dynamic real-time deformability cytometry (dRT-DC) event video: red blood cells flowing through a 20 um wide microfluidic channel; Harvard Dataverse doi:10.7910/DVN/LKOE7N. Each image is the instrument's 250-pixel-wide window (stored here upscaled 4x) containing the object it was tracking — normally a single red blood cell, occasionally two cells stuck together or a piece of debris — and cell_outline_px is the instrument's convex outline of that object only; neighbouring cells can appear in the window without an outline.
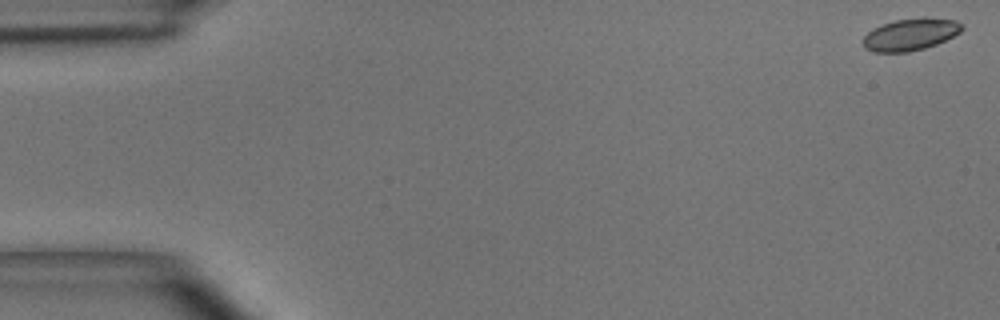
{"species": "common noctule bat (a hibernating species)", "species_latin": "Nyctalus noctula", "temperature_condition": "room temperature", "stored_images_in_passage": 51, "camera_frame_rate_fps": 3000, "um_per_image_px": 0.085, "animal": {"sex": "male", "body_mass_g": 15.6}, "frame": {"image": 1, "passage_image": 1, "time_ms": 0.0, "image_size_px": [1000, 320], "cell_outline_px": [[964, 28], [960, 32], [936, 44], [924, 48], [908, 52], [876, 52], [864, 48], [864, 36], [872, 28], [880, 24], [896, 20], [924, 16], [956, 20]], "centroid_in_image_um": [77.38, 2.9], "position_along_channel_um": 7.6, "area_um2": 18.5}}
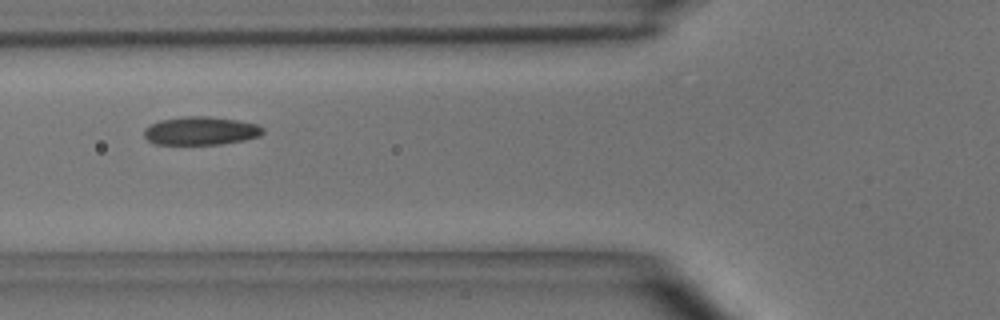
{"frame": {"image": 2, "passage_image": 19, "time_ms": 6.0, "image_size_px": [1000, 320], "cell_outline_px": [[264, 132], [260, 136], [244, 140], [224, 144], [156, 144], [148, 140], [144, 136], [144, 128], [160, 120], [184, 116], [208, 116], [236, 120], [256, 124], [264, 128]], "centroid_in_image_um": [17.07, 11.12], "position_along_channel_um": 108.7, "area_um2": 19.59}}
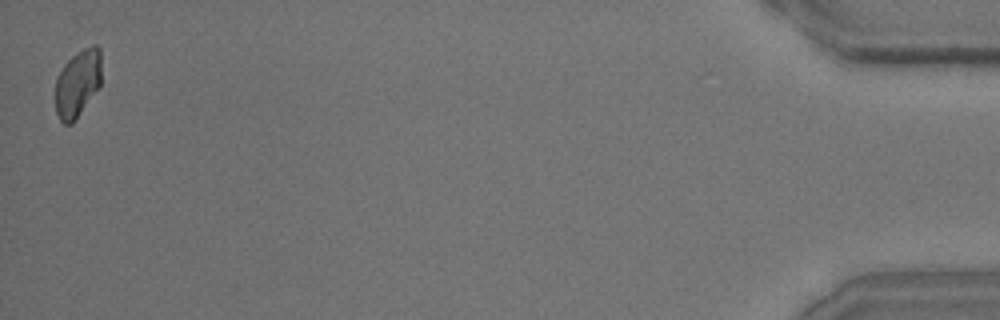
{"frame": {"image": 3, "passage_image": 50, "time_ms": 16.333, "image_size_px": [1000, 320], "cell_outline_px": [[100, 84], [72, 124], [64, 124], [60, 120], [56, 112], [56, 80], [64, 64], [76, 52], [92, 44], [96, 44], [100, 48]], "centroid_in_image_um": [6.59, 7.05], "position_along_channel_um": 428.6, "area_um2": 17.74}}